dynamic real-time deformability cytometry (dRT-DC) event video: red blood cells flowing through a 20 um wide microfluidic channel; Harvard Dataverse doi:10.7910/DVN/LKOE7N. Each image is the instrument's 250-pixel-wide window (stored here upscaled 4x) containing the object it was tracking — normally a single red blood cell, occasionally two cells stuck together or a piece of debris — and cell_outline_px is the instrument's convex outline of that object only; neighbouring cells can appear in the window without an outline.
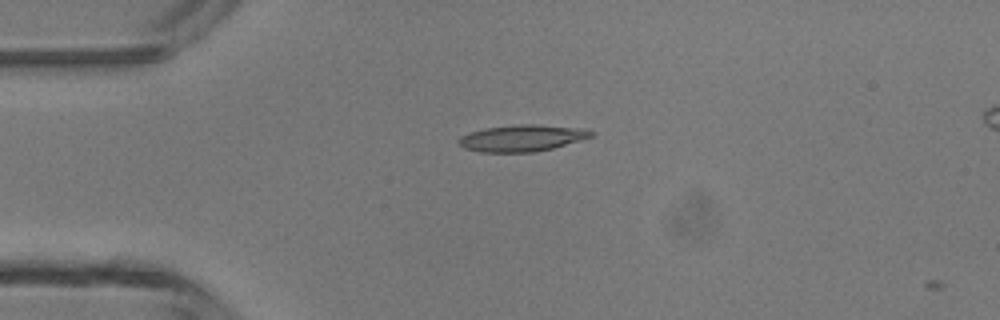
{"species": "common noctule bat (a hibernating species)", "species_latin": "Nyctalus noctula", "temperature_condition": "room temperature", "stored_images_in_passage": 2, "camera_frame_rate_fps": 3000, "um_per_image_px": 0.085, "animal": {"sex": "male", "body_mass_g": 13.3}, "frame": {"image": 1, "passage_image": 1, "time_ms": 0.0, "image_size_px": [1000, 320], "cell_outline_px": [[592, 136], [580, 140], [552, 148], [532, 152], [480, 152], [464, 148], [456, 144], [456, 140], [460, 136], [484, 128], [520, 124], [536, 124], [572, 128], [592, 132]], "centroid_in_image_um": [44.23, 11.75], "position_along_channel_um": 40.8, "area_um2": 20.11}}